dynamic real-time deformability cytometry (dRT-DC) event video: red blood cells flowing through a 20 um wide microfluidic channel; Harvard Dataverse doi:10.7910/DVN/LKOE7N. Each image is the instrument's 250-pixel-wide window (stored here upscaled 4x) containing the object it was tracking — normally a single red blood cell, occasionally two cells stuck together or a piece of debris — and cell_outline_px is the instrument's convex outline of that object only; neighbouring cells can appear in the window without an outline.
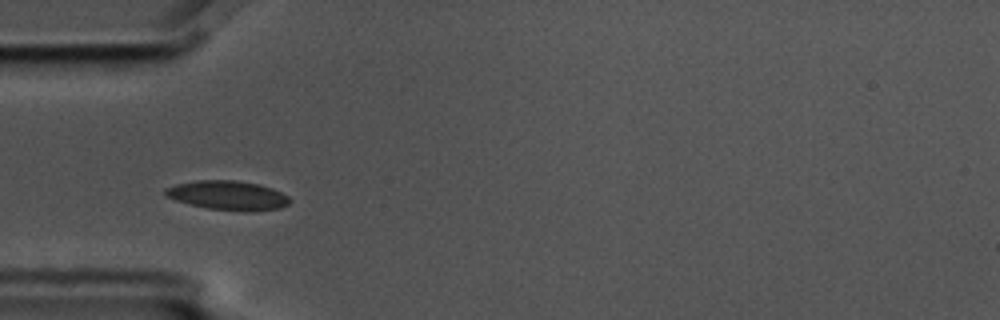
{"species": "common noctule bat (a hibernating species)", "species_latin": "Nyctalus noctula", "temperature_condition": "cold", "stored_images_in_passage": 9, "camera_frame_rate_fps": 3000, "um_per_image_px": 0.085, "animal": {"sex": "male", "body_mass_g": 17.5, "forearm_length_mm": 52.3}, "frame": {"image": 1, "passage_image": 4, "time_ms": 1.0, "image_size_px": [1000, 320], "cell_outline_px": [[292, 200], [288, 204], [280, 208], [248, 212], [244, 212], [208, 208], [176, 200], [164, 196], [164, 188], [176, 184], [196, 180], [236, 180], [260, 184], [272, 188], [288, 196]], "centroid_in_image_um": [19.38, 16.6], "position_along_channel_um": 65.6, "area_um2": 21.33}}